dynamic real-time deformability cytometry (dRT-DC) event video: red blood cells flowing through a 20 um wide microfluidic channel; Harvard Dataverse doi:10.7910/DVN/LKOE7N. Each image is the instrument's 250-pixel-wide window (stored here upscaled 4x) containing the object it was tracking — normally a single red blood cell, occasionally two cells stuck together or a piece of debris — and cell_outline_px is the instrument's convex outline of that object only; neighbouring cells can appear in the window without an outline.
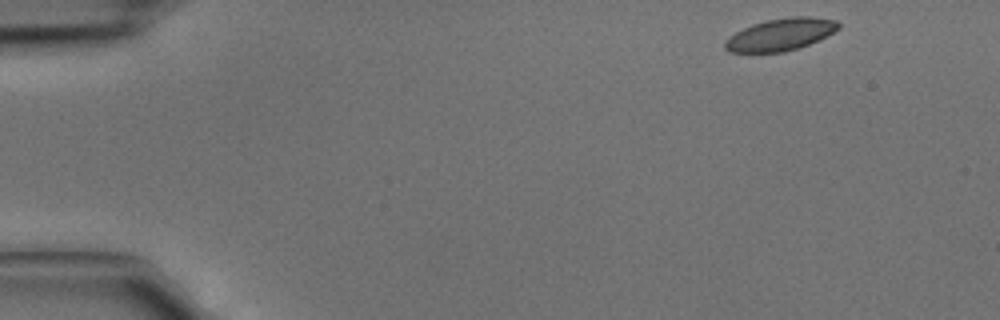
{"species": "common noctule bat (a hibernating species)", "species_latin": "Nyctalus noctula", "temperature_condition": "cold", "stored_images_in_passage": 3, "camera_frame_rate_fps": 3000, "um_per_image_px": 0.085, "animal": {"sex": "male", "body_mass_g": 15.6}, "frame": {"image": 1, "passage_image": 1, "time_ms": 0.0, "image_size_px": [1000, 320], "cell_outline_px": [[840, 28], [800, 48], [784, 52], [732, 52], [724, 48], [724, 40], [728, 36], [752, 24], [768, 20], [792, 16], [812, 16], [836, 20], [840, 24]], "centroid_in_image_um": [66.33, 2.93], "position_along_channel_um": 18.7, "area_um2": 21.15}}
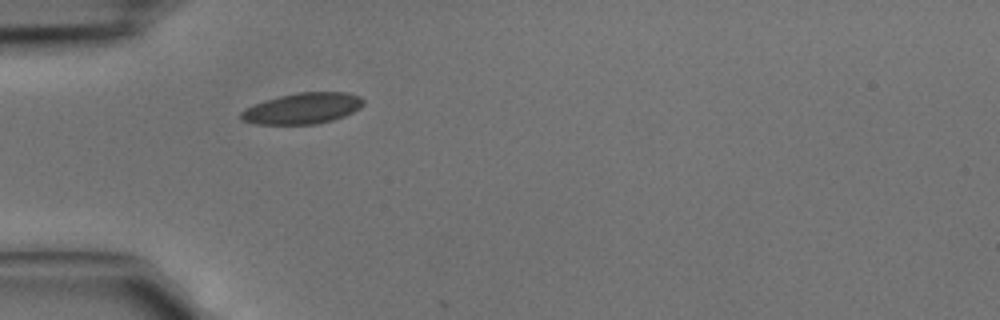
{"frame": {"image": 2, "passage_image": 3, "time_ms": 0.667, "image_size_px": [1000, 320], "cell_outline_px": [[364, 104], [360, 108], [344, 116], [332, 120], [316, 124], [256, 124], [240, 120], [240, 112], [244, 108], [264, 100], [296, 92], [348, 92], [360, 96], [364, 100]], "centroid_in_image_um": [25.7, 9.21], "position_along_channel_um": 59.3, "area_um2": 22.25}}